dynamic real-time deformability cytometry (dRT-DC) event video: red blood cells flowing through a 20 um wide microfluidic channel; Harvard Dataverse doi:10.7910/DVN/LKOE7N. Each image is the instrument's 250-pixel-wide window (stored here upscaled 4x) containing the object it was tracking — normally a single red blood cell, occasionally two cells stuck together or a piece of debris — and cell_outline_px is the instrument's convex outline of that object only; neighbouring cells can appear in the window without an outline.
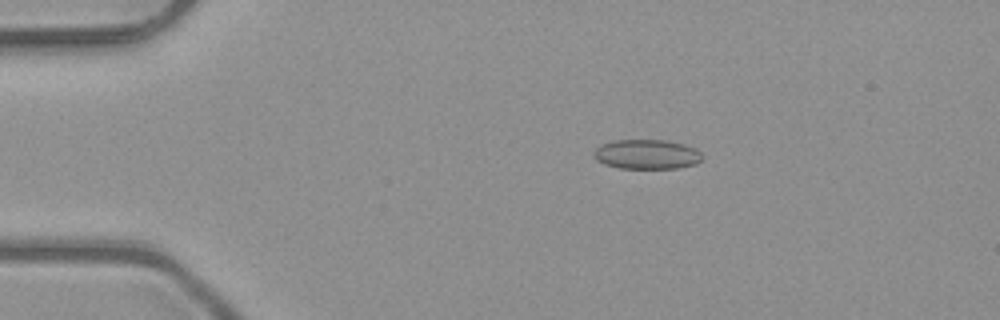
{"species": "common noctule bat (a hibernating species)", "species_latin": "Nyctalus noctula", "temperature_condition": "room temperature", "stored_images_in_passage": 5, "camera_frame_rate_fps": 3000, "um_per_image_px": 0.085, "animal": {"sex": "male", "body_mass_g": 23.1, "forearm_length_mm": 52.7}, "frame": {"image": 1, "passage_image": 2, "time_ms": 0.333, "image_size_px": [1000, 320], "cell_outline_px": [[704, 156], [696, 164], [676, 168], [620, 168], [604, 164], [596, 160], [592, 156], [592, 152], [600, 144], [612, 140], [668, 140], [684, 144], [696, 148]], "centroid_in_image_um": [54.95, 13.1], "position_along_channel_um": 30.0, "area_um2": 18.96}}
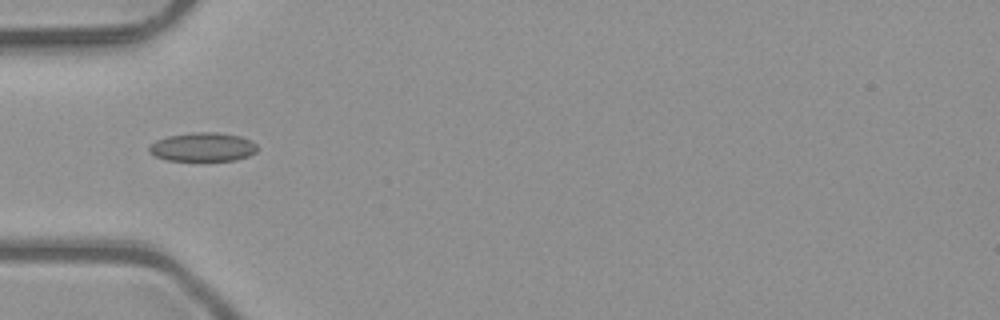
{"frame": {"image": 2, "passage_image": 4, "time_ms": 1.0, "image_size_px": [1000, 320], "cell_outline_px": [[256, 152], [248, 156], [232, 160], [168, 160], [156, 156], [148, 152], [148, 144], [156, 140], [168, 136], [196, 132], [216, 132], [240, 136], [252, 140], [256, 144]], "centroid_in_image_um": [17.21, 12.48], "position_along_channel_um": 67.8, "area_um2": 18.09}}
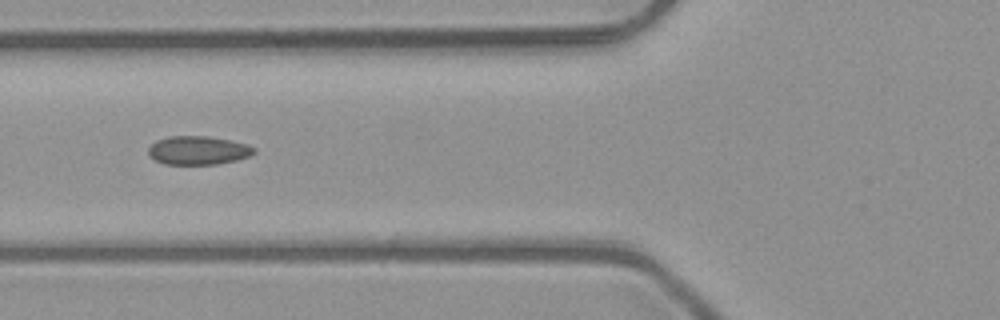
{"frame": {"image": 3, "passage_image": 5, "time_ms": 1.333, "image_size_px": [1000, 320], "cell_outline_px": [[256, 152], [248, 156], [236, 160], [216, 164], [164, 164], [148, 156], [148, 148], [156, 140], [168, 136], [208, 136], [232, 140], [248, 144], [256, 148]], "centroid_in_image_um": [16.84, 12.77], "position_along_channel_um": 109.0, "area_um2": 17.74}}